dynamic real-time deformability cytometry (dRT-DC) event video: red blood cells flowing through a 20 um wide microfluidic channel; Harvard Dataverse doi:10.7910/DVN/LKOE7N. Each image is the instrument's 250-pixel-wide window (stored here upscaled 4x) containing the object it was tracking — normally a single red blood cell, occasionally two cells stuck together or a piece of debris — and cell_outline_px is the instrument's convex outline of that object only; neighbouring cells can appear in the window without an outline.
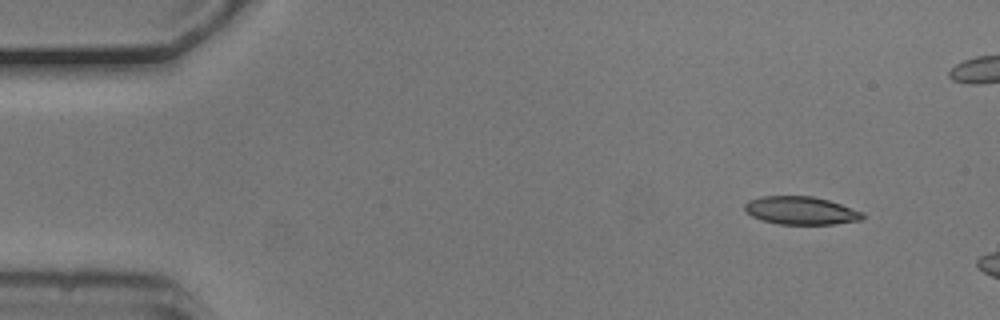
{"species": "common noctule bat (a hibernating species)", "species_latin": "Nyctalus noctula", "temperature_condition": "cold", "stored_images_in_passage": 10, "camera_frame_rate_fps": 3000, "um_per_image_px": 0.085, "animal": {"sex": "male", "body_mass_g": 20.5, "forearm_length_mm": 52.5}, "frame": {"image": 1, "passage_image": 1, "time_ms": 0.0, "image_size_px": [1000, 320], "cell_outline_px": [[864, 216], [860, 220], [836, 224], [780, 224], [760, 220], [744, 212], [744, 204], [748, 200], [760, 196], [812, 196], [828, 200], [864, 212]], "centroid_in_image_um": [68.03, 17.89], "position_along_channel_um": 17.0, "area_um2": 19.36}}